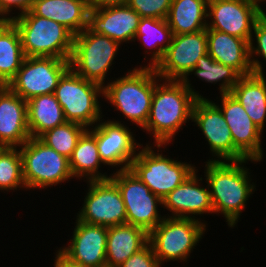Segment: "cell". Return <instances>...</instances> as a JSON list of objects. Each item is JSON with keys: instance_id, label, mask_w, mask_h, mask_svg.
<instances>
[{"instance_id": "12", "label": "cell", "mask_w": 266, "mask_h": 267, "mask_svg": "<svg viewBox=\"0 0 266 267\" xmlns=\"http://www.w3.org/2000/svg\"><path fill=\"white\" fill-rule=\"evenodd\" d=\"M77 219L106 227L126 224V208L118 186L111 180H89Z\"/></svg>"}, {"instance_id": "35", "label": "cell", "mask_w": 266, "mask_h": 267, "mask_svg": "<svg viewBox=\"0 0 266 267\" xmlns=\"http://www.w3.org/2000/svg\"><path fill=\"white\" fill-rule=\"evenodd\" d=\"M172 0H128L127 5L141 18L167 19Z\"/></svg>"}, {"instance_id": "41", "label": "cell", "mask_w": 266, "mask_h": 267, "mask_svg": "<svg viewBox=\"0 0 266 267\" xmlns=\"http://www.w3.org/2000/svg\"><path fill=\"white\" fill-rule=\"evenodd\" d=\"M253 1H254V3L256 4L257 8H258L263 14H265V10L262 9L261 6L259 5L260 2H262V1L265 2V0H253Z\"/></svg>"}, {"instance_id": "32", "label": "cell", "mask_w": 266, "mask_h": 267, "mask_svg": "<svg viewBox=\"0 0 266 267\" xmlns=\"http://www.w3.org/2000/svg\"><path fill=\"white\" fill-rule=\"evenodd\" d=\"M86 130L87 128L80 124L66 122L46 131L39 139L57 153L70 159L80 137Z\"/></svg>"}, {"instance_id": "10", "label": "cell", "mask_w": 266, "mask_h": 267, "mask_svg": "<svg viewBox=\"0 0 266 267\" xmlns=\"http://www.w3.org/2000/svg\"><path fill=\"white\" fill-rule=\"evenodd\" d=\"M110 179L118 186L125 208L126 223L143 228L148 234L164 219L158 211L163 201L129 168L117 170Z\"/></svg>"}, {"instance_id": "5", "label": "cell", "mask_w": 266, "mask_h": 267, "mask_svg": "<svg viewBox=\"0 0 266 267\" xmlns=\"http://www.w3.org/2000/svg\"><path fill=\"white\" fill-rule=\"evenodd\" d=\"M53 94L67 122L80 124L87 129L102 122L98 97H103V87L99 84L87 81L69 68L59 79Z\"/></svg>"}, {"instance_id": "4", "label": "cell", "mask_w": 266, "mask_h": 267, "mask_svg": "<svg viewBox=\"0 0 266 267\" xmlns=\"http://www.w3.org/2000/svg\"><path fill=\"white\" fill-rule=\"evenodd\" d=\"M20 33L25 57L70 60L74 35L63 25L35 15L31 10L11 20Z\"/></svg>"}, {"instance_id": "42", "label": "cell", "mask_w": 266, "mask_h": 267, "mask_svg": "<svg viewBox=\"0 0 266 267\" xmlns=\"http://www.w3.org/2000/svg\"><path fill=\"white\" fill-rule=\"evenodd\" d=\"M212 1H215V0H206L207 3L212 2Z\"/></svg>"}, {"instance_id": "38", "label": "cell", "mask_w": 266, "mask_h": 267, "mask_svg": "<svg viewBox=\"0 0 266 267\" xmlns=\"http://www.w3.org/2000/svg\"><path fill=\"white\" fill-rule=\"evenodd\" d=\"M90 10H97L111 6L127 5L128 0H87Z\"/></svg>"}, {"instance_id": "34", "label": "cell", "mask_w": 266, "mask_h": 267, "mask_svg": "<svg viewBox=\"0 0 266 267\" xmlns=\"http://www.w3.org/2000/svg\"><path fill=\"white\" fill-rule=\"evenodd\" d=\"M253 33L257 44L256 47L253 46V42L255 41L254 38L249 42V57L252 74L265 78L262 67L263 63H261L258 58H254V56L256 55V57H262L264 58L263 60L266 61V13L262 14V16L256 21L252 31V34Z\"/></svg>"}, {"instance_id": "31", "label": "cell", "mask_w": 266, "mask_h": 267, "mask_svg": "<svg viewBox=\"0 0 266 267\" xmlns=\"http://www.w3.org/2000/svg\"><path fill=\"white\" fill-rule=\"evenodd\" d=\"M25 58L18 28L8 21L0 28V86L16 75Z\"/></svg>"}, {"instance_id": "2", "label": "cell", "mask_w": 266, "mask_h": 267, "mask_svg": "<svg viewBox=\"0 0 266 267\" xmlns=\"http://www.w3.org/2000/svg\"><path fill=\"white\" fill-rule=\"evenodd\" d=\"M160 80V81H159ZM155 72V88L146 125L142 128L154 136L159 152L168 145L178 130L192 119V109L196 97L182 81L165 80ZM170 141V142H169ZM165 145V146H164Z\"/></svg>"}, {"instance_id": "17", "label": "cell", "mask_w": 266, "mask_h": 267, "mask_svg": "<svg viewBox=\"0 0 266 267\" xmlns=\"http://www.w3.org/2000/svg\"><path fill=\"white\" fill-rule=\"evenodd\" d=\"M73 238L68 247L58 251L70 262L81 267H106L108 227L76 219Z\"/></svg>"}, {"instance_id": "16", "label": "cell", "mask_w": 266, "mask_h": 267, "mask_svg": "<svg viewBox=\"0 0 266 267\" xmlns=\"http://www.w3.org/2000/svg\"><path fill=\"white\" fill-rule=\"evenodd\" d=\"M89 130L96 137L102 162L112 167L119 166L117 170L130 168L132 160L137 156L136 151L143 147L135 142L133 132L121 121H99Z\"/></svg>"}, {"instance_id": "21", "label": "cell", "mask_w": 266, "mask_h": 267, "mask_svg": "<svg viewBox=\"0 0 266 267\" xmlns=\"http://www.w3.org/2000/svg\"><path fill=\"white\" fill-rule=\"evenodd\" d=\"M30 137L27 101L0 86V147H21Z\"/></svg>"}, {"instance_id": "20", "label": "cell", "mask_w": 266, "mask_h": 267, "mask_svg": "<svg viewBox=\"0 0 266 267\" xmlns=\"http://www.w3.org/2000/svg\"><path fill=\"white\" fill-rule=\"evenodd\" d=\"M140 15L128 5L111 6L88 13L87 28L96 34L107 36L119 44L134 41Z\"/></svg>"}, {"instance_id": "25", "label": "cell", "mask_w": 266, "mask_h": 267, "mask_svg": "<svg viewBox=\"0 0 266 267\" xmlns=\"http://www.w3.org/2000/svg\"><path fill=\"white\" fill-rule=\"evenodd\" d=\"M230 93L263 132L266 122V79L254 74L242 76Z\"/></svg>"}, {"instance_id": "14", "label": "cell", "mask_w": 266, "mask_h": 267, "mask_svg": "<svg viewBox=\"0 0 266 267\" xmlns=\"http://www.w3.org/2000/svg\"><path fill=\"white\" fill-rule=\"evenodd\" d=\"M192 122L204 134L214 160H243L247 159L235 146L227 122L214 101L198 98L192 109Z\"/></svg>"}, {"instance_id": "28", "label": "cell", "mask_w": 266, "mask_h": 267, "mask_svg": "<svg viewBox=\"0 0 266 267\" xmlns=\"http://www.w3.org/2000/svg\"><path fill=\"white\" fill-rule=\"evenodd\" d=\"M101 164L95 135L89 128L80 137L72 156L69 159V167L73 177H86L89 180H106L110 175L99 172Z\"/></svg>"}, {"instance_id": "36", "label": "cell", "mask_w": 266, "mask_h": 267, "mask_svg": "<svg viewBox=\"0 0 266 267\" xmlns=\"http://www.w3.org/2000/svg\"><path fill=\"white\" fill-rule=\"evenodd\" d=\"M152 245L148 242L118 267H160Z\"/></svg>"}, {"instance_id": "13", "label": "cell", "mask_w": 266, "mask_h": 267, "mask_svg": "<svg viewBox=\"0 0 266 267\" xmlns=\"http://www.w3.org/2000/svg\"><path fill=\"white\" fill-rule=\"evenodd\" d=\"M207 53V29L173 35L162 60L154 69L163 81H182L195 68L197 60Z\"/></svg>"}, {"instance_id": "33", "label": "cell", "mask_w": 266, "mask_h": 267, "mask_svg": "<svg viewBox=\"0 0 266 267\" xmlns=\"http://www.w3.org/2000/svg\"><path fill=\"white\" fill-rule=\"evenodd\" d=\"M26 188L18 147H0V190Z\"/></svg>"}, {"instance_id": "30", "label": "cell", "mask_w": 266, "mask_h": 267, "mask_svg": "<svg viewBox=\"0 0 266 267\" xmlns=\"http://www.w3.org/2000/svg\"><path fill=\"white\" fill-rule=\"evenodd\" d=\"M172 38L173 32L166 19L140 18L135 40H141V44L144 47L147 49L151 48L149 49L151 52L149 51L148 56L152 53L151 58H149V64L144 67L155 68L158 65L169 47Z\"/></svg>"}, {"instance_id": "24", "label": "cell", "mask_w": 266, "mask_h": 267, "mask_svg": "<svg viewBox=\"0 0 266 267\" xmlns=\"http://www.w3.org/2000/svg\"><path fill=\"white\" fill-rule=\"evenodd\" d=\"M149 234L141 227L121 224L108 227L106 243V267H118L131 255L142 249Z\"/></svg>"}, {"instance_id": "26", "label": "cell", "mask_w": 266, "mask_h": 267, "mask_svg": "<svg viewBox=\"0 0 266 267\" xmlns=\"http://www.w3.org/2000/svg\"><path fill=\"white\" fill-rule=\"evenodd\" d=\"M27 121L31 137L39 138L46 131L67 122L54 94L32 97L27 101Z\"/></svg>"}, {"instance_id": "37", "label": "cell", "mask_w": 266, "mask_h": 267, "mask_svg": "<svg viewBox=\"0 0 266 267\" xmlns=\"http://www.w3.org/2000/svg\"><path fill=\"white\" fill-rule=\"evenodd\" d=\"M34 0H0V11L8 19L12 20L10 16L13 7L19 9L17 16H20L32 9ZM8 16V17H7Z\"/></svg>"}, {"instance_id": "11", "label": "cell", "mask_w": 266, "mask_h": 267, "mask_svg": "<svg viewBox=\"0 0 266 267\" xmlns=\"http://www.w3.org/2000/svg\"><path fill=\"white\" fill-rule=\"evenodd\" d=\"M69 68L70 61L65 59L25 57L6 86L26 101L38 95L53 94L59 79Z\"/></svg>"}, {"instance_id": "18", "label": "cell", "mask_w": 266, "mask_h": 267, "mask_svg": "<svg viewBox=\"0 0 266 267\" xmlns=\"http://www.w3.org/2000/svg\"><path fill=\"white\" fill-rule=\"evenodd\" d=\"M220 95L222 105L217 106L231 131L234 146L247 159L261 161L263 159L262 131L254 125L242 105L231 93Z\"/></svg>"}, {"instance_id": "3", "label": "cell", "mask_w": 266, "mask_h": 267, "mask_svg": "<svg viewBox=\"0 0 266 267\" xmlns=\"http://www.w3.org/2000/svg\"><path fill=\"white\" fill-rule=\"evenodd\" d=\"M125 76L107 82L103 96L130 122L143 128L149 117L155 88V69L139 66Z\"/></svg>"}, {"instance_id": "1", "label": "cell", "mask_w": 266, "mask_h": 267, "mask_svg": "<svg viewBox=\"0 0 266 267\" xmlns=\"http://www.w3.org/2000/svg\"><path fill=\"white\" fill-rule=\"evenodd\" d=\"M260 162L252 159L224 160L209 159L205 165L206 187H209L214 213H221L229 227L237 224L247 200L256 189L251 184L246 162Z\"/></svg>"}, {"instance_id": "39", "label": "cell", "mask_w": 266, "mask_h": 267, "mask_svg": "<svg viewBox=\"0 0 266 267\" xmlns=\"http://www.w3.org/2000/svg\"><path fill=\"white\" fill-rule=\"evenodd\" d=\"M54 267H81L77 264L70 262L65 256L59 251L56 252Z\"/></svg>"}, {"instance_id": "40", "label": "cell", "mask_w": 266, "mask_h": 267, "mask_svg": "<svg viewBox=\"0 0 266 267\" xmlns=\"http://www.w3.org/2000/svg\"><path fill=\"white\" fill-rule=\"evenodd\" d=\"M8 22V19L0 11V28Z\"/></svg>"}, {"instance_id": "9", "label": "cell", "mask_w": 266, "mask_h": 267, "mask_svg": "<svg viewBox=\"0 0 266 267\" xmlns=\"http://www.w3.org/2000/svg\"><path fill=\"white\" fill-rule=\"evenodd\" d=\"M195 166L170 159L162 153H156L147 144L132 160L130 170L163 200L179 186L194 170Z\"/></svg>"}, {"instance_id": "19", "label": "cell", "mask_w": 266, "mask_h": 267, "mask_svg": "<svg viewBox=\"0 0 266 267\" xmlns=\"http://www.w3.org/2000/svg\"><path fill=\"white\" fill-rule=\"evenodd\" d=\"M197 172L195 169L162 200V206L172 212L167 217L196 219L194 215L214 213L209 187L200 185L202 177L198 178Z\"/></svg>"}, {"instance_id": "15", "label": "cell", "mask_w": 266, "mask_h": 267, "mask_svg": "<svg viewBox=\"0 0 266 267\" xmlns=\"http://www.w3.org/2000/svg\"><path fill=\"white\" fill-rule=\"evenodd\" d=\"M262 14L253 0H215L207 4V19H211L207 29L250 42L254 25Z\"/></svg>"}, {"instance_id": "8", "label": "cell", "mask_w": 266, "mask_h": 267, "mask_svg": "<svg viewBox=\"0 0 266 267\" xmlns=\"http://www.w3.org/2000/svg\"><path fill=\"white\" fill-rule=\"evenodd\" d=\"M119 48L118 42L86 28L74 36L70 68L87 81L104 87L107 72L114 64Z\"/></svg>"}, {"instance_id": "22", "label": "cell", "mask_w": 266, "mask_h": 267, "mask_svg": "<svg viewBox=\"0 0 266 267\" xmlns=\"http://www.w3.org/2000/svg\"><path fill=\"white\" fill-rule=\"evenodd\" d=\"M207 49L215 61L233 67L242 76L252 74L247 40L207 29Z\"/></svg>"}, {"instance_id": "6", "label": "cell", "mask_w": 266, "mask_h": 267, "mask_svg": "<svg viewBox=\"0 0 266 267\" xmlns=\"http://www.w3.org/2000/svg\"><path fill=\"white\" fill-rule=\"evenodd\" d=\"M200 219L166 217L149 233L148 242L161 265L164 261H186L202 239L206 225ZM195 246V247H194Z\"/></svg>"}, {"instance_id": "7", "label": "cell", "mask_w": 266, "mask_h": 267, "mask_svg": "<svg viewBox=\"0 0 266 267\" xmlns=\"http://www.w3.org/2000/svg\"><path fill=\"white\" fill-rule=\"evenodd\" d=\"M19 151L27 189L51 187L73 178L69 159L48 147L39 138L30 137Z\"/></svg>"}, {"instance_id": "23", "label": "cell", "mask_w": 266, "mask_h": 267, "mask_svg": "<svg viewBox=\"0 0 266 267\" xmlns=\"http://www.w3.org/2000/svg\"><path fill=\"white\" fill-rule=\"evenodd\" d=\"M31 11L63 25L75 36L87 28L90 9L87 0H34Z\"/></svg>"}, {"instance_id": "29", "label": "cell", "mask_w": 266, "mask_h": 267, "mask_svg": "<svg viewBox=\"0 0 266 267\" xmlns=\"http://www.w3.org/2000/svg\"><path fill=\"white\" fill-rule=\"evenodd\" d=\"M196 75L202 81L207 83H219L220 94L230 93L231 89L238 83L242 75L233 67L226 66L220 62L215 61L208 53L201 56L197 60L195 68H193L190 73L182 80L185 86L193 92L194 96L198 98H205L201 96L198 91L193 89L189 82L190 74Z\"/></svg>"}, {"instance_id": "27", "label": "cell", "mask_w": 266, "mask_h": 267, "mask_svg": "<svg viewBox=\"0 0 266 267\" xmlns=\"http://www.w3.org/2000/svg\"><path fill=\"white\" fill-rule=\"evenodd\" d=\"M206 0H172L167 22L173 35L207 29Z\"/></svg>"}]
</instances>
